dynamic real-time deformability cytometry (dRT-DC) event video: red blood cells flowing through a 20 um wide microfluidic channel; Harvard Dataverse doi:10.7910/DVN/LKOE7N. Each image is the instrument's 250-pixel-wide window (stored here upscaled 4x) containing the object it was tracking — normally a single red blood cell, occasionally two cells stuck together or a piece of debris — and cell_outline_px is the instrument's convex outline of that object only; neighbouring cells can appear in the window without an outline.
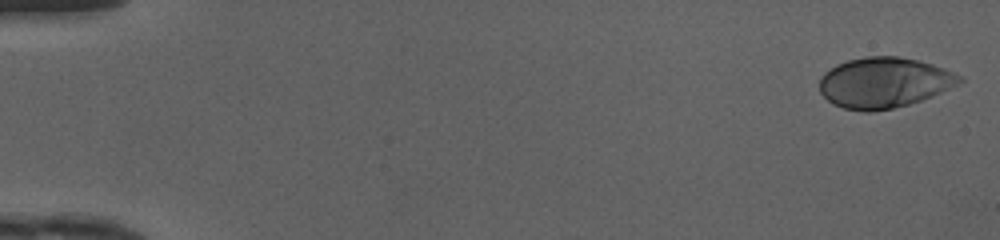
{"species": "human", "species_latin": "Homo sapiens", "temperature_condition": "cold", "stored_images_in_passage": 49, "camera_frame_rate_fps": 3000, "um_per_image_px": 0.085, "donor": {"sex": "female"}, "frame": {"image": 1, "passage_image": 1, "time_ms": 0.0, "image_size_px": [1000, 240], "cell_outline_px": [[964, 80], [932, 96], [908, 104], [892, 108], [872, 112], [864, 112], [844, 108], [832, 104], [820, 92], [820, 76], [824, 72], [836, 64], [848, 60], [864, 56], [900, 56], [920, 60], [944, 68], [960, 76]], "centroid_in_image_um": [75.1, 7.01], "position_along_channel_um": 9.9, "area_um2": 41.15}}
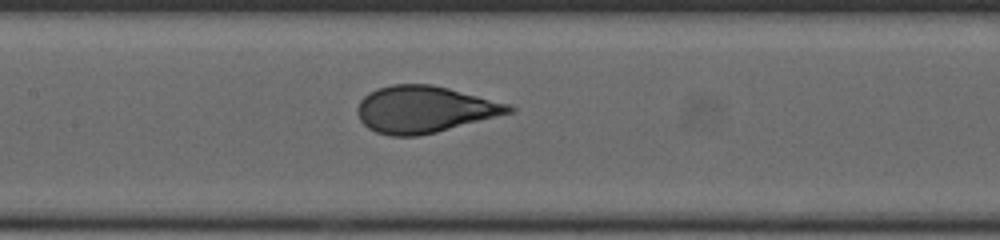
{"frame": {"image": 2, "passage_image": 24, "time_ms": 7.667, "image_size_px": [1000, 240], "cell_outline_px": [[516, 112], [436, 132], [416, 136], [392, 136], [376, 132], [368, 128], [360, 120], [356, 112], [356, 108], [360, 100], [368, 92], [376, 88], [392, 84], [432, 84], [448, 88], [508, 104], [516, 108]], "centroid_in_image_um": [36.05, 9.29], "position_along_channel_um": 171.3, "area_um2": 41.33}}
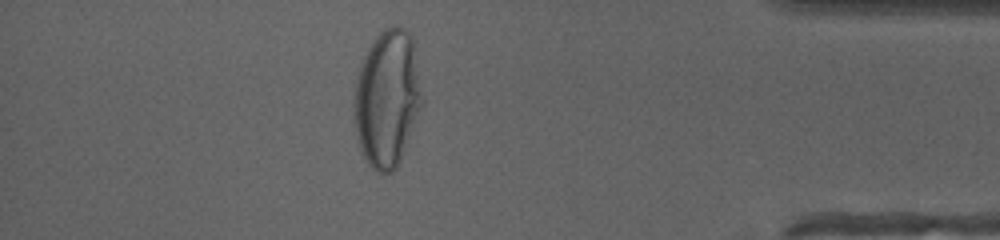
{"frame": {"image": 3, "passage_image": 43, "time_ms": 14.0, "image_size_px": [1000, 240], "cell_outline_px": [[424, 104], [400, 160], [396, 168], [392, 172], [384, 176], [372, 168], [368, 164], [360, 148], [356, 132], [352, 112], [352, 92], [364, 56], [372, 40], [384, 28], [392, 24], [396, 24], [404, 28], [412, 36], [424, 100]], "centroid_in_image_um": [32.91, 8.37], "position_along_channel_um": 402.3, "area_um2": 55.31}, "authors_computed_cell_mechanics": {"area_um2": 41.1536, "velocity_mm_per_s": 4.1805, "shape_relaxation_time_tau1_ms": 5.7529, "shape_relaxation_time_tau2_ms": null, "deformation_change_tau1": 0.2256, "deformation_change_tau2": null}}